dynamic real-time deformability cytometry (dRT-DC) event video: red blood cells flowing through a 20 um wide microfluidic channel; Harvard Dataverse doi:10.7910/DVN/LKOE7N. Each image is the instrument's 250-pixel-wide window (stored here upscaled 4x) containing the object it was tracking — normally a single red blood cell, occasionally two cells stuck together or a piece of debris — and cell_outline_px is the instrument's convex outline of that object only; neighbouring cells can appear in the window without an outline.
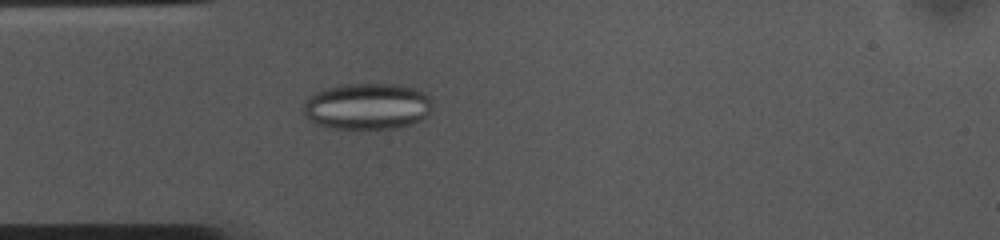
{"species": "common noctule bat (a hibernating species)", "species_latin": "Nyctalus noctula", "temperature_condition": "cold", "stored_images_in_passage": 52, "camera_frame_rate_fps": 3000, "um_per_image_px": 0.085, "animal": {"sex": "female", "body_mass_g": 10.0, "forearm_length_mm": 53.1}, "frame": {"image": 1, "passage_image": 13, "time_ms": 4.0, "image_size_px": [1000, 240], "cell_outline_px": [[432, 112], [428, 116], [412, 124], [396, 128], [332, 128], [316, 124], [304, 112], [304, 100], [308, 96], [316, 92], [328, 88], [344, 84], [396, 84], [412, 88], [424, 92], [428, 96], [432, 104]], "centroid_in_image_um": [31.25, 9.03], "position_along_channel_um": 53.7, "area_um2": 34.8}}
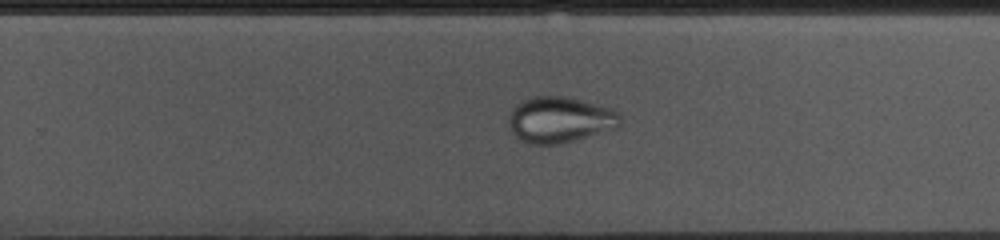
{"frame": {"image": 2, "passage_image": 32, "time_ms": 10.333, "image_size_px": [1000, 240], "cell_outline_px": [[620, 120], [616, 128], [560, 144], [532, 144], [516, 136], [512, 132], [508, 124], [508, 116], [512, 108], [516, 104], [532, 96], [568, 96], [612, 108], [620, 116]], "centroid_in_image_um": [47.56, 10.16], "position_along_channel_um": 282.2, "area_um2": 29.77}}
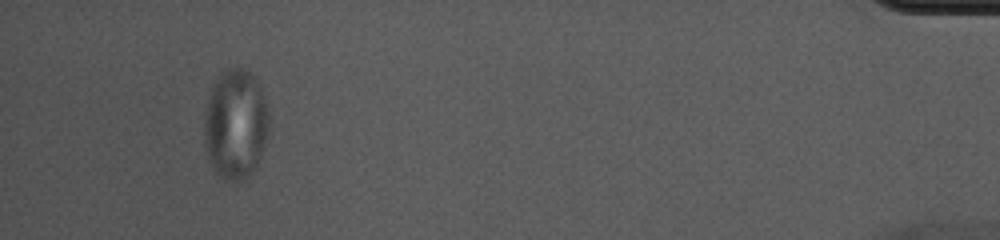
{"frame": {"image": 3, "passage_image": 49, "time_ms": 16.0, "image_size_px": [1000, 240], "cell_outline_px": [[268, 128], [264, 144], [256, 168], [240, 184], [224, 180], [212, 168], [204, 144], [204, 112], [212, 88], [220, 72], [228, 68], [244, 68], [256, 76], [260, 84], [264, 96], [268, 112]], "centroid_in_image_um": [20.01, 10.57], "position_along_channel_um": 415.2, "area_um2": 41.96}}